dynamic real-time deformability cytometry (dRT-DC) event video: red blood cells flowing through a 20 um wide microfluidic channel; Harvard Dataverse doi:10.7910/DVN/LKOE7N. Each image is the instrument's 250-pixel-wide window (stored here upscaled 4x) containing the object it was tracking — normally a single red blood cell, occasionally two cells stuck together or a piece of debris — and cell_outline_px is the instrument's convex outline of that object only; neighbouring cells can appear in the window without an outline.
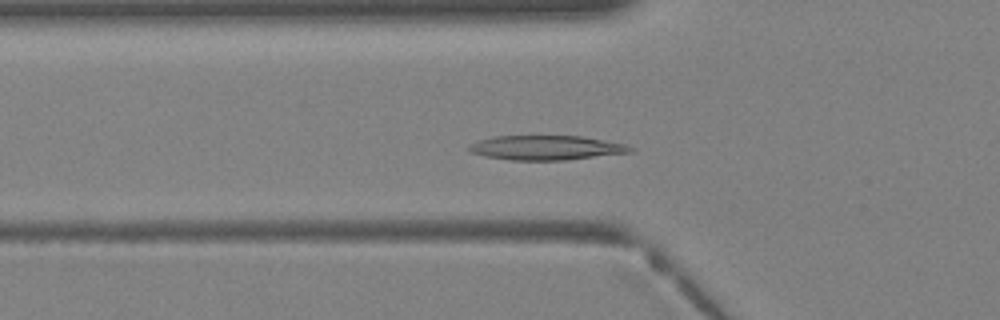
{"species": "Egyptian fruit bat (a non-hibernating species)", "species_latin": "Rousettus aegyptiacus", "temperature_condition": "warm", "stored_images_in_passage": 38, "camera_frame_rate_fps": 3000, "um_per_image_px": 0.085, "animal": {"sex": "female"}, "frame": {"image": 1, "passage_image": 13, "time_ms": 4.0, "image_size_px": [1000, 320], "cell_outline_px": [[636, 148], [632, 152], [564, 160], [508, 160], [484, 156], [472, 152], [468, 148], [468, 144], [476, 140], [492, 136], [580, 136], [624, 144]], "centroid_in_image_um": [46.37, 12.55], "position_along_channel_um": 79.4, "area_um2": 23.0}}
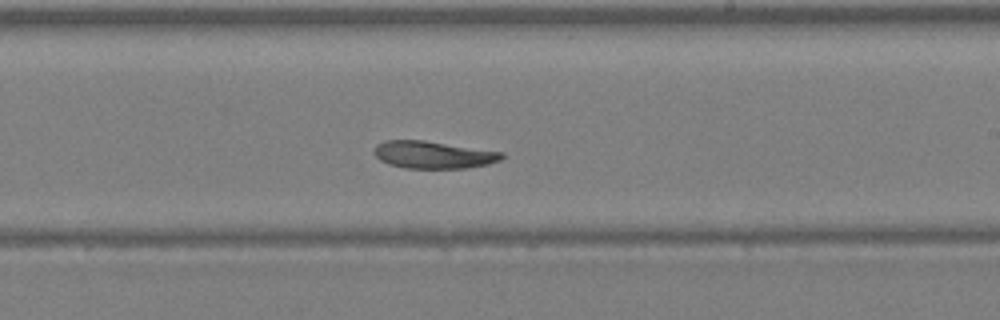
{"frame": {"image": 2, "passage_image": 23, "time_ms": 7.333, "image_size_px": [1000, 320], "cell_outline_px": [[504, 156], [500, 160], [488, 164], [464, 168], [404, 168], [388, 164], [380, 160], [372, 152], [376, 144], [384, 140], [424, 140], [504, 152]], "centroid_in_image_um": [36.79, 13.15], "position_along_channel_um": 252.2, "area_um2": 20.46}}
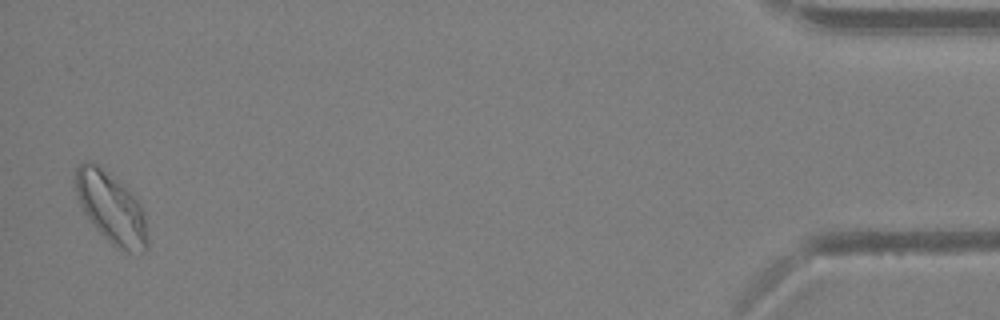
{"frame": {"image": 3, "passage_image": 38, "time_ms": 12.333, "image_size_px": [1000, 320], "cell_outline_px": [[148, 248], [144, 252], [128, 252], [116, 248], [92, 224], [84, 212], [76, 196], [72, 180], [76, 168], [84, 160], [92, 160], [128, 188], [140, 204], [144, 212], [148, 236]], "centroid_in_image_um": [9.43, 17.64], "position_along_channel_um": 425.8, "area_um2": 30.29}}